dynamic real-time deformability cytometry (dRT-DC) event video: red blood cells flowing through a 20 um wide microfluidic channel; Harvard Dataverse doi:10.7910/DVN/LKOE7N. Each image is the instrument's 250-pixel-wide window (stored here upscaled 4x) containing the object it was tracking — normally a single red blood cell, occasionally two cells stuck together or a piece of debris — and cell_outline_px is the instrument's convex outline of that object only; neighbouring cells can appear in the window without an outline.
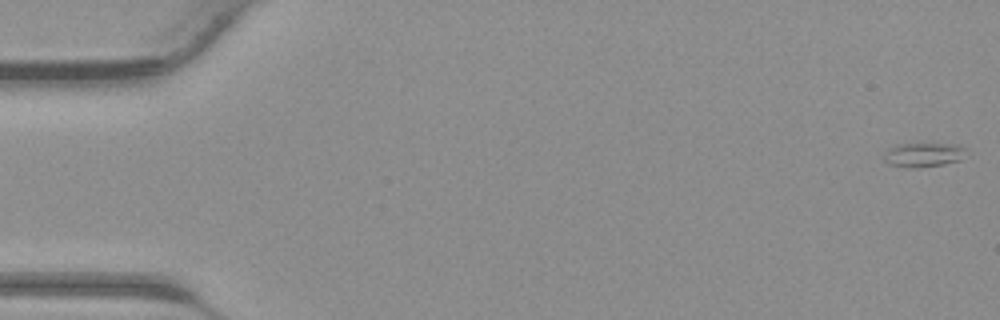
{"species": "common noctule bat (a hibernating species)", "species_latin": "Nyctalus noctula", "temperature_condition": "warm", "stored_images_in_passage": 42, "camera_frame_rate_fps": 3000, "um_per_image_px": 0.085, "animal": {"sex": "male", "body_mass_g": 23.1, "forearm_length_mm": 52.7}, "frame": {"image": 1, "passage_image": 1, "time_ms": 0.0, "image_size_px": [1000, 320], "cell_outline_px": [[964, 148], [960, 160], [944, 164], [912, 168], [888, 164], [884, 160], [884, 152], [888, 148], [896, 144], [928, 140], [956, 144]], "centroid_in_image_um": [78.44, 13.08], "position_along_channel_um": 6.6, "area_um2": 12.25}}
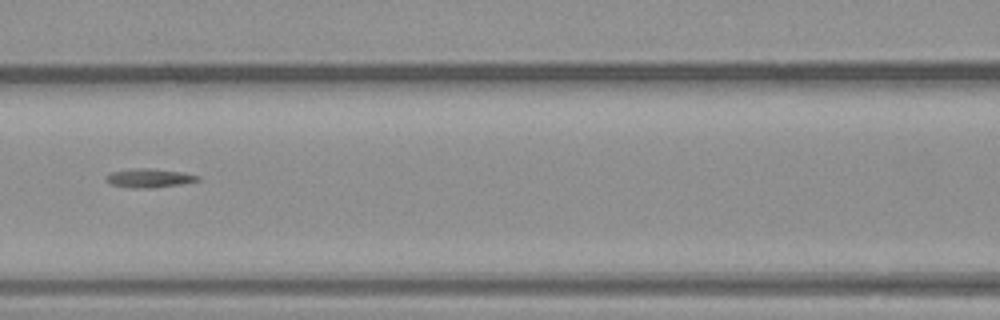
{"frame": {"image": 2, "passage_image": 19, "time_ms": 6.0, "image_size_px": [1000, 320], "cell_outline_px": [[200, 180], [180, 184], [156, 188], [128, 188], [112, 184], [104, 180], [104, 176], [112, 172], [132, 168], [152, 168], [184, 172], [200, 176]], "centroid_in_image_um": [12.67, 15.13], "position_along_channel_um": 153.9, "area_um2": 10.29}}
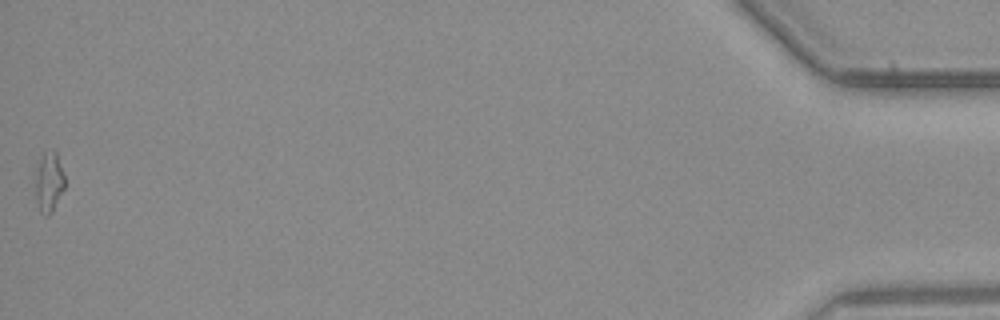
{"frame": {"image": 3, "passage_image": 42, "time_ms": 13.667, "image_size_px": [1000, 320], "cell_outline_px": [[64, 188], [52, 212], [48, 216], [44, 216], [40, 212], [36, 200], [36, 168], [44, 152], [56, 152], [64, 176]], "centroid_in_image_um": [4.15, 15.53], "position_along_channel_um": 431.0, "area_um2": 10.0}}